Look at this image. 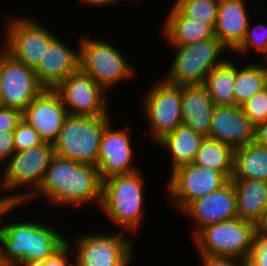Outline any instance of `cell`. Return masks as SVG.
I'll list each match as a JSON object with an SVG mask.
<instances>
[{
  "instance_id": "cell-17",
  "label": "cell",
  "mask_w": 267,
  "mask_h": 266,
  "mask_svg": "<svg viewBox=\"0 0 267 266\" xmlns=\"http://www.w3.org/2000/svg\"><path fill=\"white\" fill-rule=\"evenodd\" d=\"M182 213L195 223L192 236L207 225L237 218L236 191L232 181L195 200Z\"/></svg>"
},
{
  "instance_id": "cell-20",
  "label": "cell",
  "mask_w": 267,
  "mask_h": 266,
  "mask_svg": "<svg viewBox=\"0 0 267 266\" xmlns=\"http://www.w3.org/2000/svg\"><path fill=\"white\" fill-rule=\"evenodd\" d=\"M245 0H219L215 37L234 52L244 40L248 23V11Z\"/></svg>"
},
{
  "instance_id": "cell-29",
  "label": "cell",
  "mask_w": 267,
  "mask_h": 266,
  "mask_svg": "<svg viewBox=\"0 0 267 266\" xmlns=\"http://www.w3.org/2000/svg\"><path fill=\"white\" fill-rule=\"evenodd\" d=\"M174 6L186 17L215 28L219 0H175Z\"/></svg>"
},
{
  "instance_id": "cell-11",
  "label": "cell",
  "mask_w": 267,
  "mask_h": 266,
  "mask_svg": "<svg viewBox=\"0 0 267 266\" xmlns=\"http://www.w3.org/2000/svg\"><path fill=\"white\" fill-rule=\"evenodd\" d=\"M145 93L141 98L142 109L149 124V135H153V141L157 142L182 124L181 86L160 78Z\"/></svg>"
},
{
  "instance_id": "cell-27",
  "label": "cell",
  "mask_w": 267,
  "mask_h": 266,
  "mask_svg": "<svg viewBox=\"0 0 267 266\" xmlns=\"http://www.w3.org/2000/svg\"><path fill=\"white\" fill-rule=\"evenodd\" d=\"M234 83L235 63L229 58L209 72L203 85L215 106H233L235 105Z\"/></svg>"
},
{
  "instance_id": "cell-44",
  "label": "cell",
  "mask_w": 267,
  "mask_h": 266,
  "mask_svg": "<svg viewBox=\"0 0 267 266\" xmlns=\"http://www.w3.org/2000/svg\"><path fill=\"white\" fill-rule=\"evenodd\" d=\"M264 90L267 93V64H264Z\"/></svg>"
},
{
  "instance_id": "cell-35",
  "label": "cell",
  "mask_w": 267,
  "mask_h": 266,
  "mask_svg": "<svg viewBox=\"0 0 267 266\" xmlns=\"http://www.w3.org/2000/svg\"><path fill=\"white\" fill-rule=\"evenodd\" d=\"M71 243L70 238L67 237V243L55 254L48 257V266H74V262L71 261L70 263L69 261V255L72 253L71 249L74 248L72 245L75 244Z\"/></svg>"
},
{
  "instance_id": "cell-39",
  "label": "cell",
  "mask_w": 267,
  "mask_h": 266,
  "mask_svg": "<svg viewBox=\"0 0 267 266\" xmlns=\"http://www.w3.org/2000/svg\"><path fill=\"white\" fill-rule=\"evenodd\" d=\"M25 204H21L19 201H0V223L3 217H6L7 214L13 212L15 209L21 208Z\"/></svg>"
},
{
  "instance_id": "cell-42",
  "label": "cell",
  "mask_w": 267,
  "mask_h": 266,
  "mask_svg": "<svg viewBox=\"0 0 267 266\" xmlns=\"http://www.w3.org/2000/svg\"><path fill=\"white\" fill-rule=\"evenodd\" d=\"M81 3H83L84 5H92L93 8L94 6L96 7H103V6H108V5H112V4H116L117 1L119 0H79ZM121 1V0H120Z\"/></svg>"
},
{
  "instance_id": "cell-12",
  "label": "cell",
  "mask_w": 267,
  "mask_h": 266,
  "mask_svg": "<svg viewBox=\"0 0 267 266\" xmlns=\"http://www.w3.org/2000/svg\"><path fill=\"white\" fill-rule=\"evenodd\" d=\"M228 181L221 172L186 164L170 172L167 196L181 214L192 202L220 189Z\"/></svg>"
},
{
  "instance_id": "cell-19",
  "label": "cell",
  "mask_w": 267,
  "mask_h": 266,
  "mask_svg": "<svg viewBox=\"0 0 267 266\" xmlns=\"http://www.w3.org/2000/svg\"><path fill=\"white\" fill-rule=\"evenodd\" d=\"M80 50L72 49L56 37L45 50L39 65L34 69L39 83L45 89H54L70 74L79 70Z\"/></svg>"
},
{
  "instance_id": "cell-10",
  "label": "cell",
  "mask_w": 267,
  "mask_h": 266,
  "mask_svg": "<svg viewBox=\"0 0 267 266\" xmlns=\"http://www.w3.org/2000/svg\"><path fill=\"white\" fill-rule=\"evenodd\" d=\"M117 233H88L75 239L74 266H129L133 261L132 242ZM74 250V251H73ZM74 252V253H73Z\"/></svg>"
},
{
  "instance_id": "cell-40",
  "label": "cell",
  "mask_w": 267,
  "mask_h": 266,
  "mask_svg": "<svg viewBox=\"0 0 267 266\" xmlns=\"http://www.w3.org/2000/svg\"><path fill=\"white\" fill-rule=\"evenodd\" d=\"M255 230L257 235L267 237V209L263 212L260 220L255 224Z\"/></svg>"
},
{
  "instance_id": "cell-7",
  "label": "cell",
  "mask_w": 267,
  "mask_h": 266,
  "mask_svg": "<svg viewBox=\"0 0 267 266\" xmlns=\"http://www.w3.org/2000/svg\"><path fill=\"white\" fill-rule=\"evenodd\" d=\"M89 36L79 41V69L90 75L107 92L135 74L122 52L110 41L92 39Z\"/></svg>"
},
{
  "instance_id": "cell-38",
  "label": "cell",
  "mask_w": 267,
  "mask_h": 266,
  "mask_svg": "<svg viewBox=\"0 0 267 266\" xmlns=\"http://www.w3.org/2000/svg\"><path fill=\"white\" fill-rule=\"evenodd\" d=\"M254 142L267 148V120L255 126Z\"/></svg>"
},
{
  "instance_id": "cell-8",
  "label": "cell",
  "mask_w": 267,
  "mask_h": 266,
  "mask_svg": "<svg viewBox=\"0 0 267 266\" xmlns=\"http://www.w3.org/2000/svg\"><path fill=\"white\" fill-rule=\"evenodd\" d=\"M6 21L1 48L17 62L35 69L57 36L31 16L11 15Z\"/></svg>"
},
{
  "instance_id": "cell-25",
  "label": "cell",
  "mask_w": 267,
  "mask_h": 266,
  "mask_svg": "<svg viewBox=\"0 0 267 266\" xmlns=\"http://www.w3.org/2000/svg\"><path fill=\"white\" fill-rule=\"evenodd\" d=\"M231 179L267 182V148L255 142L236 148Z\"/></svg>"
},
{
  "instance_id": "cell-5",
  "label": "cell",
  "mask_w": 267,
  "mask_h": 266,
  "mask_svg": "<svg viewBox=\"0 0 267 266\" xmlns=\"http://www.w3.org/2000/svg\"><path fill=\"white\" fill-rule=\"evenodd\" d=\"M255 233L254 223L237 217L203 227L193 236V240L200 256L248 260Z\"/></svg>"
},
{
  "instance_id": "cell-28",
  "label": "cell",
  "mask_w": 267,
  "mask_h": 266,
  "mask_svg": "<svg viewBox=\"0 0 267 266\" xmlns=\"http://www.w3.org/2000/svg\"><path fill=\"white\" fill-rule=\"evenodd\" d=\"M235 64V105L241 106L264 89V64L248 63L242 68Z\"/></svg>"
},
{
  "instance_id": "cell-32",
  "label": "cell",
  "mask_w": 267,
  "mask_h": 266,
  "mask_svg": "<svg viewBox=\"0 0 267 266\" xmlns=\"http://www.w3.org/2000/svg\"><path fill=\"white\" fill-rule=\"evenodd\" d=\"M243 112L256 126L267 120V93L263 89L241 105Z\"/></svg>"
},
{
  "instance_id": "cell-23",
  "label": "cell",
  "mask_w": 267,
  "mask_h": 266,
  "mask_svg": "<svg viewBox=\"0 0 267 266\" xmlns=\"http://www.w3.org/2000/svg\"><path fill=\"white\" fill-rule=\"evenodd\" d=\"M236 191L237 217L256 224L267 209V182L230 179Z\"/></svg>"
},
{
  "instance_id": "cell-33",
  "label": "cell",
  "mask_w": 267,
  "mask_h": 266,
  "mask_svg": "<svg viewBox=\"0 0 267 266\" xmlns=\"http://www.w3.org/2000/svg\"><path fill=\"white\" fill-rule=\"evenodd\" d=\"M249 266H267V237L255 233L248 258Z\"/></svg>"
},
{
  "instance_id": "cell-9",
  "label": "cell",
  "mask_w": 267,
  "mask_h": 266,
  "mask_svg": "<svg viewBox=\"0 0 267 266\" xmlns=\"http://www.w3.org/2000/svg\"><path fill=\"white\" fill-rule=\"evenodd\" d=\"M55 155L52 143L43 142L41 145L15 151L8 163L5 164L4 176L6 186L21 204H24L41 185L46 168L51 158ZM28 187L23 192H16L18 188Z\"/></svg>"
},
{
  "instance_id": "cell-14",
  "label": "cell",
  "mask_w": 267,
  "mask_h": 266,
  "mask_svg": "<svg viewBox=\"0 0 267 266\" xmlns=\"http://www.w3.org/2000/svg\"><path fill=\"white\" fill-rule=\"evenodd\" d=\"M44 89L34 69L17 62L0 47V106L23 112Z\"/></svg>"
},
{
  "instance_id": "cell-13",
  "label": "cell",
  "mask_w": 267,
  "mask_h": 266,
  "mask_svg": "<svg viewBox=\"0 0 267 266\" xmlns=\"http://www.w3.org/2000/svg\"><path fill=\"white\" fill-rule=\"evenodd\" d=\"M71 116H110L106 90L80 69L53 89Z\"/></svg>"
},
{
  "instance_id": "cell-37",
  "label": "cell",
  "mask_w": 267,
  "mask_h": 266,
  "mask_svg": "<svg viewBox=\"0 0 267 266\" xmlns=\"http://www.w3.org/2000/svg\"><path fill=\"white\" fill-rule=\"evenodd\" d=\"M204 266H249L246 259L232 258V257H209L200 256Z\"/></svg>"
},
{
  "instance_id": "cell-1",
  "label": "cell",
  "mask_w": 267,
  "mask_h": 266,
  "mask_svg": "<svg viewBox=\"0 0 267 266\" xmlns=\"http://www.w3.org/2000/svg\"><path fill=\"white\" fill-rule=\"evenodd\" d=\"M103 180L97 166L77 163L54 155L39 189L24 203L46 197L56 206L101 205Z\"/></svg>"
},
{
  "instance_id": "cell-26",
  "label": "cell",
  "mask_w": 267,
  "mask_h": 266,
  "mask_svg": "<svg viewBox=\"0 0 267 266\" xmlns=\"http://www.w3.org/2000/svg\"><path fill=\"white\" fill-rule=\"evenodd\" d=\"M234 153L235 149L230 145L204 137L193 163L221 172L230 180L234 169Z\"/></svg>"
},
{
  "instance_id": "cell-41",
  "label": "cell",
  "mask_w": 267,
  "mask_h": 266,
  "mask_svg": "<svg viewBox=\"0 0 267 266\" xmlns=\"http://www.w3.org/2000/svg\"><path fill=\"white\" fill-rule=\"evenodd\" d=\"M4 192H9L8 187L6 186V181H5V176L4 174L2 176H0V191ZM10 194V195H9ZM8 195L4 194L2 196H0V201H18L12 194L11 192Z\"/></svg>"
},
{
  "instance_id": "cell-2",
  "label": "cell",
  "mask_w": 267,
  "mask_h": 266,
  "mask_svg": "<svg viewBox=\"0 0 267 266\" xmlns=\"http://www.w3.org/2000/svg\"><path fill=\"white\" fill-rule=\"evenodd\" d=\"M40 221L11 222L0 226V245L5 261L20 266L28 261H44L66 243L67 237Z\"/></svg>"
},
{
  "instance_id": "cell-34",
  "label": "cell",
  "mask_w": 267,
  "mask_h": 266,
  "mask_svg": "<svg viewBox=\"0 0 267 266\" xmlns=\"http://www.w3.org/2000/svg\"><path fill=\"white\" fill-rule=\"evenodd\" d=\"M21 120L22 112L20 110L0 106V132L14 131Z\"/></svg>"
},
{
  "instance_id": "cell-18",
  "label": "cell",
  "mask_w": 267,
  "mask_h": 266,
  "mask_svg": "<svg viewBox=\"0 0 267 266\" xmlns=\"http://www.w3.org/2000/svg\"><path fill=\"white\" fill-rule=\"evenodd\" d=\"M254 130L241 106H215L208 138L236 149L254 142Z\"/></svg>"
},
{
  "instance_id": "cell-45",
  "label": "cell",
  "mask_w": 267,
  "mask_h": 266,
  "mask_svg": "<svg viewBox=\"0 0 267 266\" xmlns=\"http://www.w3.org/2000/svg\"><path fill=\"white\" fill-rule=\"evenodd\" d=\"M0 266H10L4 259L0 245Z\"/></svg>"
},
{
  "instance_id": "cell-43",
  "label": "cell",
  "mask_w": 267,
  "mask_h": 266,
  "mask_svg": "<svg viewBox=\"0 0 267 266\" xmlns=\"http://www.w3.org/2000/svg\"><path fill=\"white\" fill-rule=\"evenodd\" d=\"M20 266H48V258L44 261H28L22 263Z\"/></svg>"
},
{
  "instance_id": "cell-30",
  "label": "cell",
  "mask_w": 267,
  "mask_h": 266,
  "mask_svg": "<svg viewBox=\"0 0 267 266\" xmlns=\"http://www.w3.org/2000/svg\"><path fill=\"white\" fill-rule=\"evenodd\" d=\"M250 21L246 30L244 40L241 45L233 52L247 54L250 49H254L259 55H264V60L267 58V26L266 24H256L251 26Z\"/></svg>"
},
{
  "instance_id": "cell-21",
  "label": "cell",
  "mask_w": 267,
  "mask_h": 266,
  "mask_svg": "<svg viewBox=\"0 0 267 266\" xmlns=\"http://www.w3.org/2000/svg\"><path fill=\"white\" fill-rule=\"evenodd\" d=\"M181 97L182 124L209 137L215 105L206 87L203 84L181 86Z\"/></svg>"
},
{
  "instance_id": "cell-16",
  "label": "cell",
  "mask_w": 267,
  "mask_h": 266,
  "mask_svg": "<svg viewBox=\"0 0 267 266\" xmlns=\"http://www.w3.org/2000/svg\"><path fill=\"white\" fill-rule=\"evenodd\" d=\"M69 113L53 89H44L22 112L44 142L54 143Z\"/></svg>"
},
{
  "instance_id": "cell-6",
  "label": "cell",
  "mask_w": 267,
  "mask_h": 266,
  "mask_svg": "<svg viewBox=\"0 0 267 266\" xmlns=\"http://www.w3.org/2000/svg\"><path fill=\"white\" fill-rule=\"evenodd\" d=\"M175 47L176 55L163 77L172 85L204 84L209 72L227 60L221 58L226 48L216 37Z\"/></svg>"
},
{
  "instance_id": "cell-15",
  "label": "cell",
  "mask_w": 267,
  "mask_h": 266,
  "mask_svg": "<svg viewBox=\"0 0 267 266\" xmlns=\"http://www.w3.org/2000/svg\"><path fill=\"white\" fill-rule=\"evenodd\" d=\"M111 122L105 127L97 157V168L102 180L114 175L139 171L133 166L134 147L129 129H113Z\"/></svg>"
},
{
  "instance_id": "cell-24",
  "label": "cell",
  "mask_w": 267,
  "mask_h": 266,
  "mask_svg": "<svg viewBox=\"0 0 267 266\" xmlns=\"http://www.w3.org/2000/svg\"><path fill=\"white\" fill-rule=\"evenodd\" d=\"M204 137L186 125H178L156 143L170 152L171 172L176 168L194 162ZM160 144V145H159Z\"/></svg>"
},
{
  "instance_id": "cell-36",
  "label": "cell",
  "mask_w": 267,
  "mask_h": 266,
  "mask_svg": "<svg viewBox=\"0 0 267 266\" xmlns=\"http://www.w3.org/2000/svg\"><path fill=\"white\" fill-rule=\"evenodd\" d=\"M15 152L13 131L0 132V165L4 166L5 161L10 159Z\"/></svg>"
},
{
  "instance_id": "cell-3",
  "label": "cell",
  "mask_w": 267,
  "mask_h": 266,
  "mask_svg": "<svg viewBox=\"0 0 267 266\" xmlns=\"http://www.w3.org/2000/svg\"><path fill=\"white\" fill-rule=\"evenodd\" d=\"M141 171L114 175L103 180L100 209L118 228L125 232L138 229L145 214V181Z\"/></svg>"
},
{
  "instance_id": "cell-4",
  "label": "cell",
  "mask_w": 267,
  "mask_h": 266,
  "mask_svg": "<svg viewBox=\"0 0 267 266\" xmlns=\"http://www.w3.org/2000/svg\"><path fill=\"white\" fill-rule=\"evenodd\" d=\"M110 122V116L69 115L53 143L55 155L97 166L102 133Z\"/></svg>"
},
{
  "instance_id": "cell-31",
  "label": "cell",
  "mask_w": 267,
  "mask_h": 266,
  "mask_svg": "<svg viewBox=\"0 0 267 266\" xmlns=\"http://www.w3.org/2000/svg\"><path fill=\"white\" fill-rule=\"evenodd\" d=\"M15 151H22L41 145L44 141L37 131L23 118L13 131Z\"/></svg>"
},
{
  "instance_id": "cell-22",
  "label": "cell",
  "mask_w": 267,
  "mask_h": 266,
  "mask_svg": "<svg viewBox=\"0 0 267 266\" xmlns=\"http://www.w3.org/2000/svg\"><path fill=\"white\" fill-rule=\"evenodd\" d=\"M163 23L162 35L171 46H182L198 41L213 39L214 28L184 16L174 5Z\"/></svg>"
}]
</instances>
